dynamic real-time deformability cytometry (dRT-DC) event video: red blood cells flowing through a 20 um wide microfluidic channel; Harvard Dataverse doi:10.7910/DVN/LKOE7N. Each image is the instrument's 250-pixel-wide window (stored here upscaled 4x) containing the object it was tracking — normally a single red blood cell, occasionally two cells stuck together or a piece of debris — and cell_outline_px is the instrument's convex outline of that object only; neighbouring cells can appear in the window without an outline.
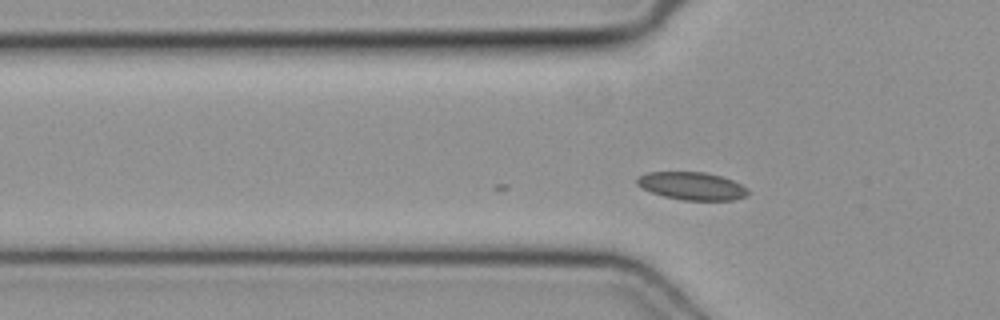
{"species": "common noctule bat (a hibernating species)", "species_latin": "Nyctalus noctula", "temperature_condition": "cold", "stored_images_in_passage": 2, "camera_frame_rate_fps": 3000, "um_per_image_px": 0.085, "animal": {"sex": "female", "body_mass_g": 19.3, "forearm_length_mm": 54.1}, "frame": {"image": 1, "passage_image": 2, "time_ms": 0.333, "image_size_px": [1000, 320], "cell_outline_px": [[748, 192], [744, 196], [732, 200], [684, 200], [664, 196], [640, 188], [636, 184], [636, 176], [648, 172], [704, 172], [720, 176], [732, 180], [748, 188]], "centroid_in_image_um": [58.76, 15.8], "position_along_channel_um": 67.0, "area_um2": 17.92}}